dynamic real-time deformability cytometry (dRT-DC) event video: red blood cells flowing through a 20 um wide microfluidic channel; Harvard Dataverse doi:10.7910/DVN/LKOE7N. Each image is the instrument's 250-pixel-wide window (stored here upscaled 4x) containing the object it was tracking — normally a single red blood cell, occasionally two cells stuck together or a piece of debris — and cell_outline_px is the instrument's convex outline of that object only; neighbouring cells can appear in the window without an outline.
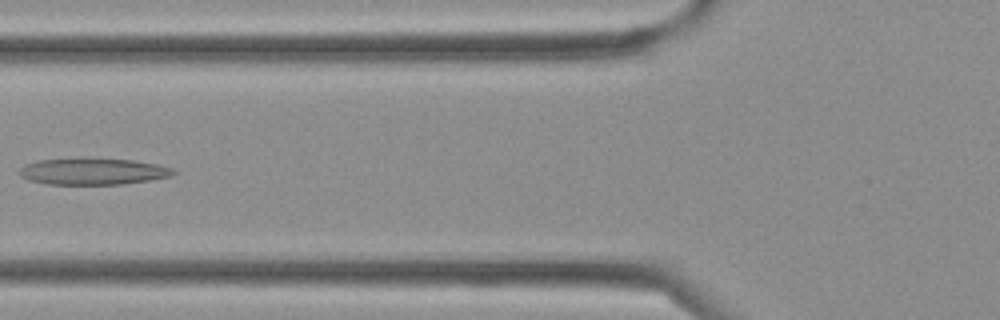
{"species": "Egyptian fruit bat (a non-hibernating species)", "species_latin": "Rousettus aegyptiacus", "temperature_condition": "cold", "stored_images_in_passage": 36, "camera_frame_rate_fps": 3000, "um_per_image_px": 0.085, "frame": {"image": 1, "passage_image": 13, "time_ms": 4.0, "image_size_px": [1000, 320], "cell_outline_px": [[180, 172], [172, 176], [152, 180], [120, 184], [48, 184], [28, 180], [20, 176], [16, 172], [24, 164], [36, 160], [132, 160], [156, 164], [172, 168]], "centroid_in_image_um": [7.91, 14.6], "position_along_channel_um": 117.9, "area_um2": 23.35}}
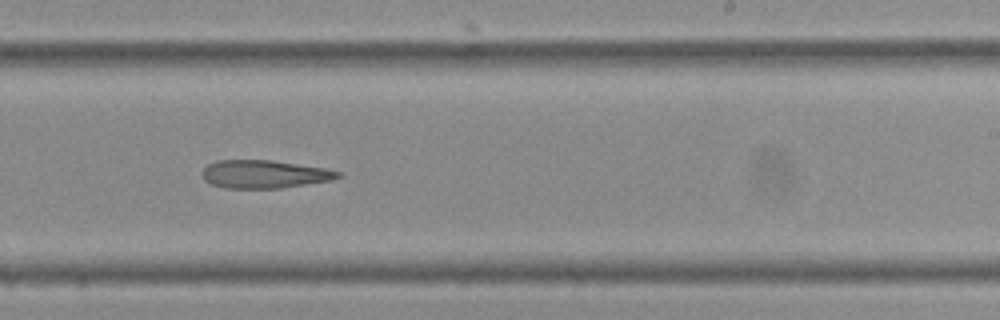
{"frame": {"image": 2, "passage_image": 21, "time_ms": 6.667, "image_size_px": [1000, 320], "cell_outline_px": [[340, 176], [332, 180], [280, 188], [224, 188], [212, 184], [204, 180], [200, 172], [208, 164], [216, 160], [272, 160], [324, 168], [340, 172]], "centroid_in_image_um": [22.41, 14.8], "position_along_channel_um": 266.6, "area_um2": 22.14}}
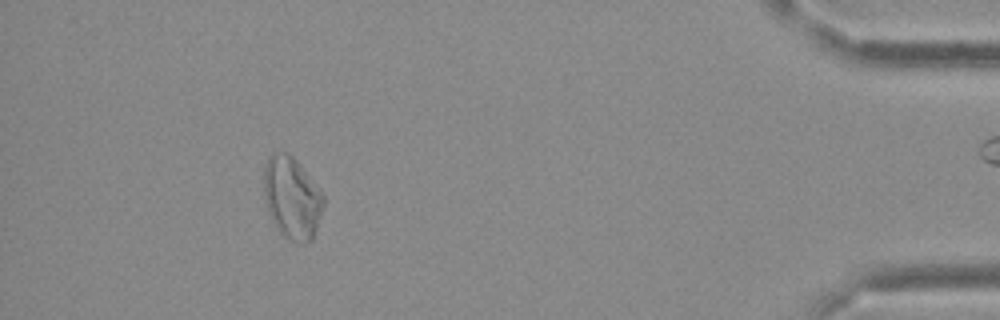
{"frame": {"image": 3, "passage_image": 32, "time_ms": 10.333, "image_size_px": [1000, 320], "cell_outline_px": [[324, 204], [312, 240], [304, 244], [296, 244], [284, 236], [280, 232], [272, 220], [268, 212], [264, 196], [264, 168], [268, 156], [272, 152], [288, 152], [300, 164], [324, 196]], "centroid_in_image_um": [24.8, 16.82], "position_along_channel_um": 410.4, "area_um2": 28.5}}